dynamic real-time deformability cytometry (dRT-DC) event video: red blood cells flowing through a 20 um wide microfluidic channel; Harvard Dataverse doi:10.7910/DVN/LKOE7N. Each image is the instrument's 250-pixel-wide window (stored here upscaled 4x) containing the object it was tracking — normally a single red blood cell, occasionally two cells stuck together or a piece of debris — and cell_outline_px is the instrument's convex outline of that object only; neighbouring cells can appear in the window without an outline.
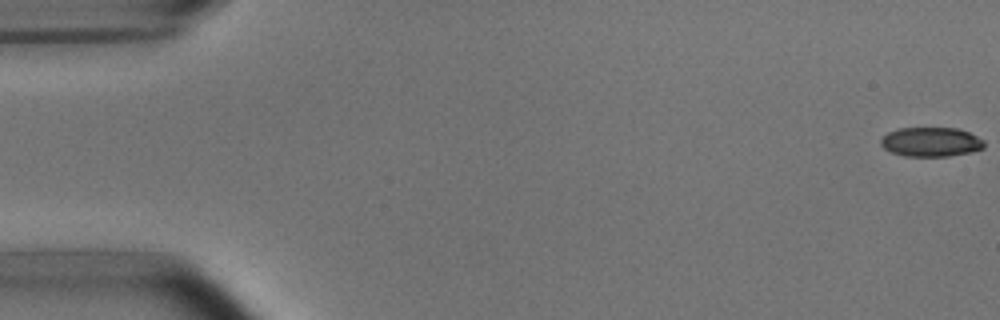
{"species": "common noctule bat (a hibernating species)", "species_latin": "Nyctalus noctula", "temperature_condition": "room temperature", "stored_images_in_passage": 53, "camera_frame_rate_fps": 3000, "um_per_image_px": 0.085, "animal": {"sex": "male", "body_mass_g": 15.6}, "frame": {"image": 1, "passage_image": 1, "time_ms": 0.0, "image_size_px": [1000, 320], "cell_outline_px": [[984, 148], [972, 152], [948, 156], [904, 156], [892, 152], [884, 148], [880, 144], [880, 140], [888, 132], [900, 128], [956, 128], [968, 132], [984, 140]], "centroid_in_image_um": [79.14, 12.07], "position_along_channel_um": 5.9, "area_um2": 17.63}}
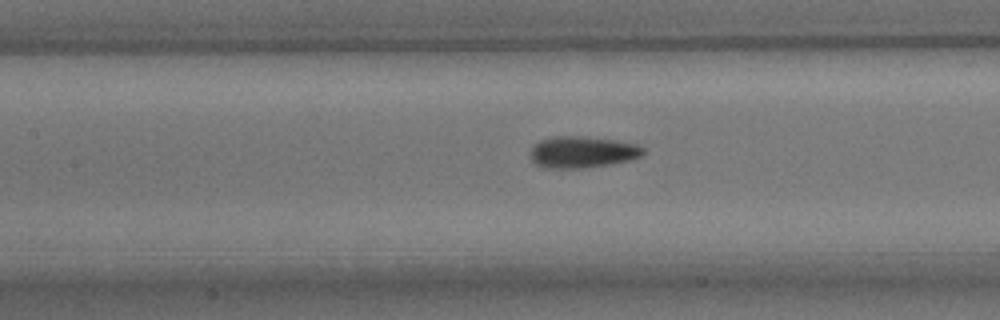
{"frame": {"image": 2, "passage_image": 24, "time_ms": 7.667, "image_size_px": [1000, 320], "cell_outline_px": [[644, 152], [640, 156], [632, 160], [584, 168], [544, 168], [536, 164], [532, 160], [532, 148], [540, 140], [556, 136], [576, 136], [612, 140], [640, 144], [644, 148]], "centroid_in_image_um": [49.53, 12.93], "position_along_channel_um": 157.9, "area_um2": 20.52}}
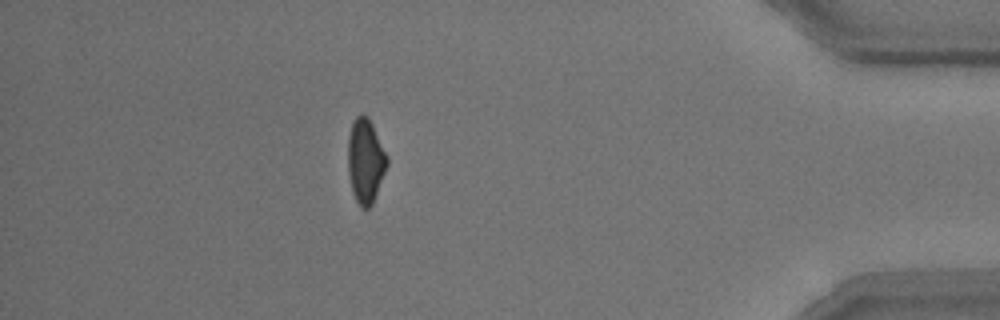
{"frame": {"image": 3, "passage_image": 47, "time_ms": 15.333, "image_size_px": [1000, 320], "cell_outline_px": [[388, 164], [372, 204], [368, 208], [360, 208], [352, 192], [348, 172], [348, 136], [352, 124], [356, 116], [360, 112], [368, 116], [388, 156]], "centroid_in_image_um": [31.06, 13.66], "position_along_channel_um": 404.1, "area_um2": 19.31}, "authors_computed_cell_mechanics": {"area_um2": 19.7098, "velocity_mm_per_s": 3.8196, "shape_relaxation_time_tau1_ms": 3.5466, "shape_relaxation_time_tau2_ms": 1.537, "deformation_change_tau1": 0.1214, "deformation_change_tau2": 0.0708}}